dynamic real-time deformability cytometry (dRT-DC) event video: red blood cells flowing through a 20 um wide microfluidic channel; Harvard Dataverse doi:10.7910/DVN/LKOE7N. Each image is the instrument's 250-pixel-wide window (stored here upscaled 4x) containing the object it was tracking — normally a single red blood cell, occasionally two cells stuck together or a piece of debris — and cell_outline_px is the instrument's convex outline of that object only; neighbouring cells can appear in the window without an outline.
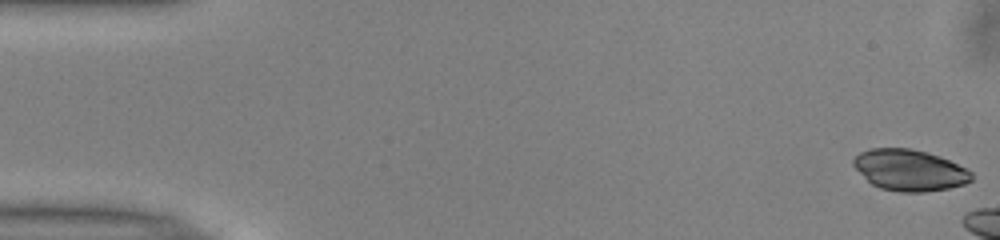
{"species": "common noctule bat (a hibernating species)", "species_latin": "Nyctalus noctula", "temperature_condition": "warm", "stored_images_in_passage": 6, "camera_frame_rate_fps": 3000, "um_per_image_px": 0.085, "animal": {"sex": "male", "body_mass_g": 13.0, "forearm_length_mm": 53.1}, "frame": {"image": 1, "passage_image": 1, "time_ms": 0.0, "image_size_px": [1000, 240], "cell_outline_px": [[972, 180], [964, 184], [948, 188], [924, 192], [900, 192], [880, 188], [872, 184], [852, 164], [852, 160], [860, 152], [868, 148], [912, 148], [940, 156], [968, 168], [972, 172]], "centroid_in_image_um": [77.33, 14.45], "position_along_channel_um": 7.7, "area_um2": 28.44}}